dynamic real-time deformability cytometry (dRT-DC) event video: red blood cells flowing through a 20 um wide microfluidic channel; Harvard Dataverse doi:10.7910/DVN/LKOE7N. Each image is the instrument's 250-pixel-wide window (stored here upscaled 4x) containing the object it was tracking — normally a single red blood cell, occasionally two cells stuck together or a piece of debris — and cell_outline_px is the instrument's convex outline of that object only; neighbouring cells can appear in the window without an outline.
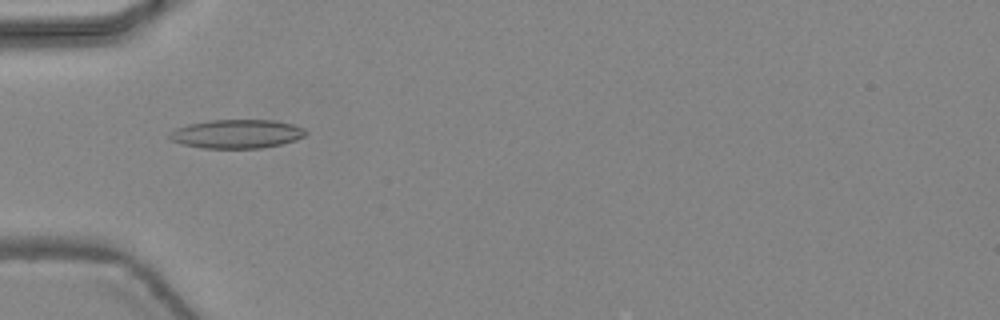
{"species": "common noctule bat (a hibernating species)", "species_latin": "Nyctalus noctula", "temperature_condition": "warm", "stored_images_in_passage": 44, "camera_frame_rate_fps": 3000, "um_per_image_px": 0.085, "animal": {"sex": "female", "body_mass_g": 24.6, "forearm_length_mm": 56.2}, "frame": {"image": 1, "passage_image": 13, "time_ms": 4.0, "image_size_px": [1000, 320], "cell_outline_px": [[308, 132], [304, 136], [296, 140], [280, 144], [260, 148], [200, 148], [184, 144], [172, 140], [168, 136], [168, 132], [176, 128], [188, 124], [208, 120], [276, 120], [292, 124], [304, 128]], "centroid_in_image_um": [20.12, 11.37], "position_along_channel_um": 64.9, "area_um2": 22.89}}
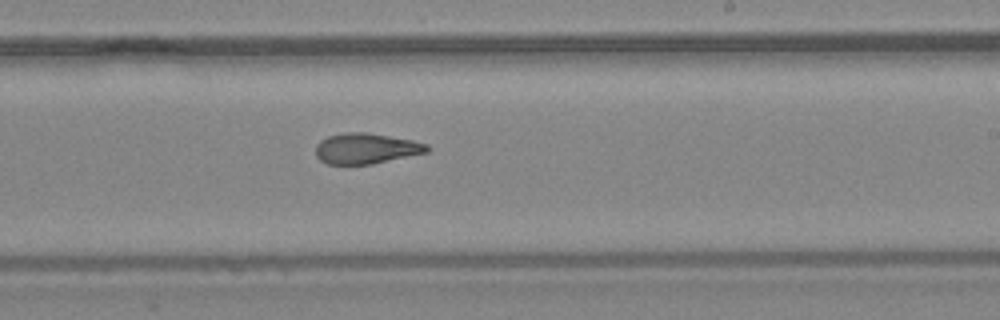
{"frame": {"image": 2, "passage_image": 26, "time_ms": 8.333, "image_size_px": [1000, 320], "cell_outline_px": [[432, 148], [428, 152], [372, 164], [328, 164], [320, 160], [316, 156], [316, 144], [320, 140], [328, 136], [344, 132], [368, 132], [412, 140], [428, 144]], "centroid_in_image_um": [31.13, 12.61], "position_along_channel_um": 257.9, "area_um2": 20.0}}
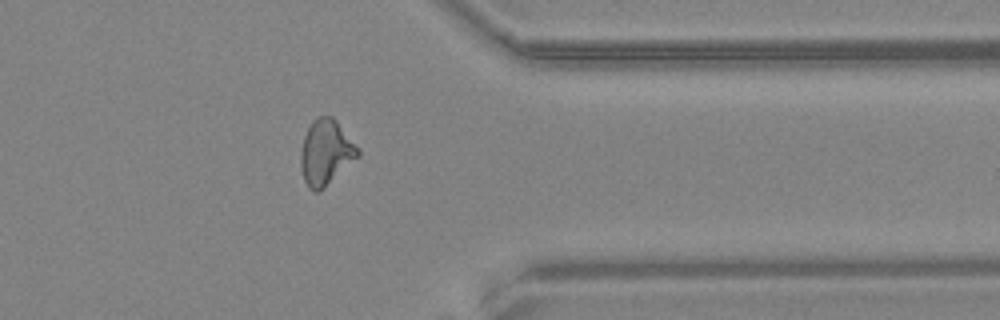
{"frame": {"image": 3, "passage_image": 35, "time_ms": 11.333, "image_size_px": [1000, 320], "cell_outline_px": [[360, 156], [320, 192], [312, 192], [308, 188], [304, 180], [300, 164], [300, 152], [304, 136], [312, 120], [316, 116], [332, 116], [336, 120], [360, 148]], "centroid_in_image_um": [27.7, 12.97], "position_along_channel_um": 383.7, "area_um2": 22.14}, "authors_computed_cell_mechanics": {"area_um2": 20.808, "velocity_mm_per_s": 4.4946, "shape_relaxation_time_tau1_ms": null, "shape_relaxation_time_tau2_ms": 3.5213, "deformation_change_tau1": null, "deformation_change_tau2": 0.1181}}